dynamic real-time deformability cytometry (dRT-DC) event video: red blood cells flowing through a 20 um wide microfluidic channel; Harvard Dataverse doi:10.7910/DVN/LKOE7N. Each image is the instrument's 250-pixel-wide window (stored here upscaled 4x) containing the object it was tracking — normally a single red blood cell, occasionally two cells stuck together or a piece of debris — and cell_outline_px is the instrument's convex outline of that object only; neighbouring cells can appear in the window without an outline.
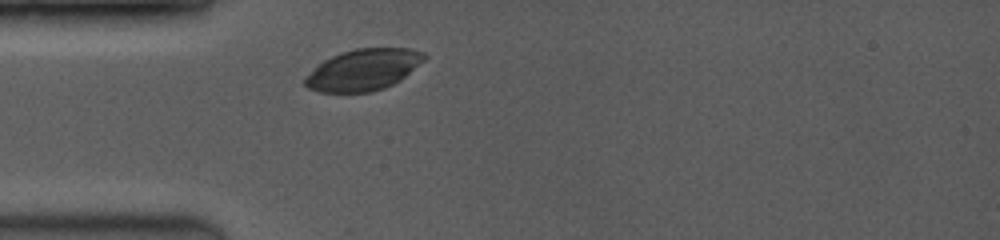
{"species": "common noctule bat (a hibernating species)", "species_latin": "Nyctalus noctula", "temperature_condition": "room temperature", "stored_images_in_passage": 4, "segment_of_instrument_passage": [1, 2], "camera_frame_rate_fps": 3500, "um_per_image_px": 0.085, "animal": {"sex": "female", "body_mass_g": 19.0, "forearm_length_mm": 53.3}, "frame": {"image": 1, "passage_image": 1, "time_ms": 0.0, "image_size_px": [1000, 240], "cell_outline_px": [[428, 56], [424, 60], [400, 80], [384, 88], [372, 92], [320, 92], [308, 88], [304, 84], [304, 76], [324, 60], [332, 56], [356, 48], [408, 48], [424, 52]], "centroid_in_image_um": [30.88, 5.93], "position_along_channel_um": 54.1, "area_um2": 28.61}}
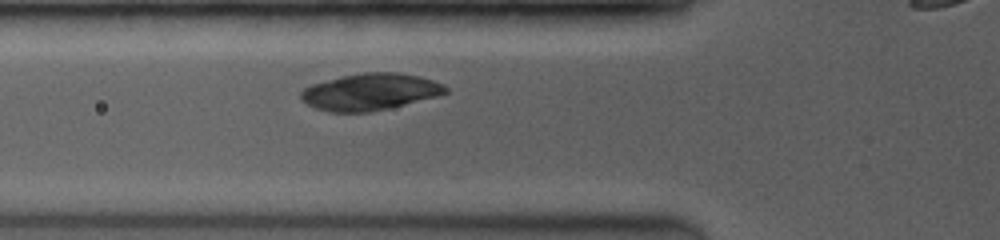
{"frame": {"image": 2, "passage_image": 3, "time_ms": 1.143, "image_size_px": [1000, 240], "cell_outline_px": [[448, 92], [436, 96], [388, 108], [368, 112], [328, 112], [312, 108], [300, 100], [300, 92], [304, 88], [312, 84], [344, 76], [364, 72], [400, 72], [420, 76], [444, 84], [448, 88]], "centroid_in_image_um": [31.43, 7.81], "position_along_channel_um": 94.4, "area_um2": 30.98}}